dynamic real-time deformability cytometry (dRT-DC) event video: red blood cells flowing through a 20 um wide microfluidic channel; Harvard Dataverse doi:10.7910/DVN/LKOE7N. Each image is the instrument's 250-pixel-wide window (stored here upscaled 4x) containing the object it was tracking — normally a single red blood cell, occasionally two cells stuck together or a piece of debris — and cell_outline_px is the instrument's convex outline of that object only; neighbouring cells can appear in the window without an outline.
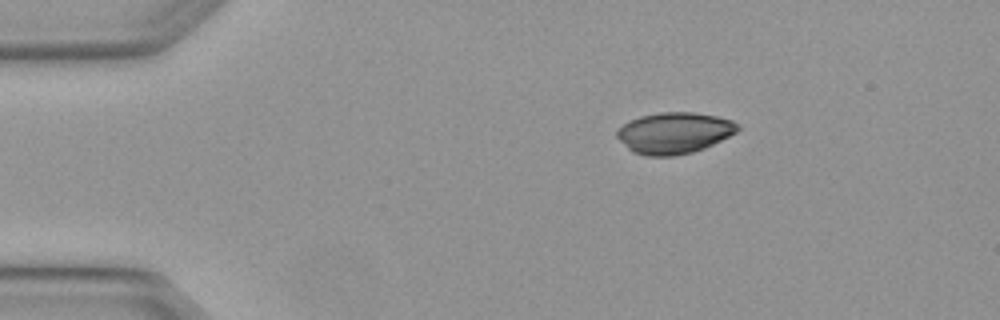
{"species": "Egyptian fruit bat (a non-hibernating species)", "species_latin": "Rousettus aegyptiacus", "temperature_condition": "warm", "stored_images_in_passage": 5, "camera_frame_rate_fps": 3000, "um_per_image_px": 0.085, "animal": {"sex": "female"}, "frame": {"image": 1, "passage_image": 1, "time_ms": 0.0, "image_size_px": [1000, 320], "cell_outline_px": [[740, 128], [736, 132], [704, 148], [692, 152], [672, 156], [648, 156], [632, 152], [616, 136], [616, 132], [624, 124], [640, 116], [660, 112], [692, 112], [716, 116], [732, 120], [740, 124]], "centroid_in_image_um": [57.32, 11.29], "position_along_channel_um": 27.7, "area_um2": 28.78}}
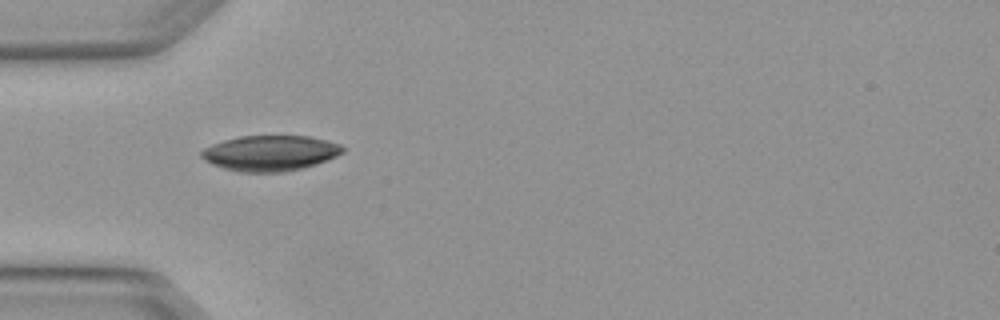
{"frame": {"image": 2, "passage_image": 3, "time_ms": 0.667, "image_size_px": [1000, 320], "cell_outline_px": [[344, 152], [336, 156], [300, 168], [284, 172], [240, 172], [224, 168], [212, 164], [204, 160], [200, 156], [200, 152], [204, 148], [212, 144], [224, 140], [240, 136], [308, 136], [328, 140], [340, 144], [344, 148]], "centroid_in_image_um": [22.93, 13.0], "position_along_channel_um": 62.1, "area_um2": 29.02}}
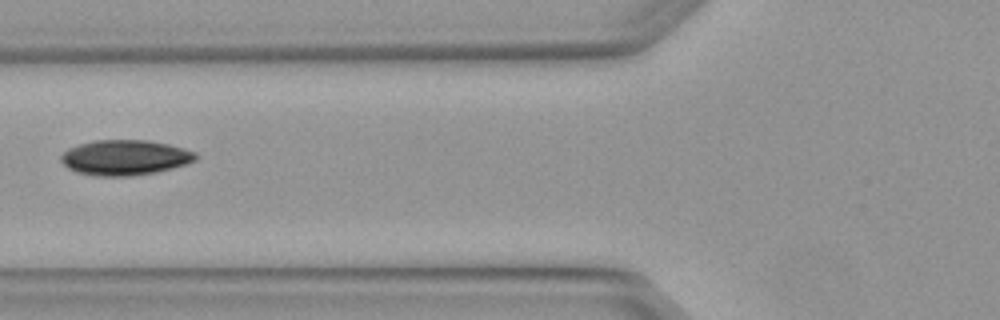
{"frame": {"image": 3, "passage_image": 4, "time_ms": 1.0, "image_size_px": [1000, 320], "cell_outline_px": [[200, 156], [196, 160], [188, 164], [156, 172], [132, 176], [92, 176], [76, 172], [68, 168], [60, 160], [60, 156], [68, 148], [80, 144], [96, 140], [148, 140], [168, 144], [184, 148], [196, 152]], "centroid_in_image_um": [10.65, 13.4], "position_along_channel_um": 115.2, "area_um2": 27.92}}